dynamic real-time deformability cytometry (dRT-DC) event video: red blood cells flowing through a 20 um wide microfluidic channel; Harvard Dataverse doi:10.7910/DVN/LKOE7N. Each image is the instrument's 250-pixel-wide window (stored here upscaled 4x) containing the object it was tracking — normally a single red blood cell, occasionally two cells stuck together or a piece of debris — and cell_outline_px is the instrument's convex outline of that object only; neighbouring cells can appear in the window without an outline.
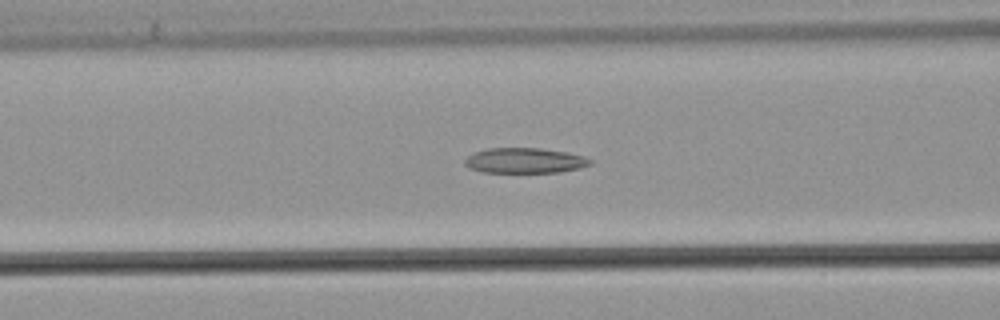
{"species": "common noctule bat (a hibernating species)", "species_latin": "Nyctalus noctula", "temperature_condition": "warm", "stored_images_in_passage": 56, "camera_frame_rate_fps": 3000, "um_per_image_px": 0.085, "animal": {"sex": "male", "body_mass_g": 21.5, "forearm_length_mm": 52.0}, "frame": {"image": 1, "passage_image": 24, "time_ms": 7.667, "image_size_px": [1000, 320], "cell_outline_px": [[584, 164], [572, 168], [552, 172], [488, 172], [476, 168], [468, 164], [480, 152], [500, 148], [532, 148], [560, 152], [576, 156], [584, 160]], "centroid_in_image_um": [44.57, 13.66], "position_along_channel_um": 122.0, "area_um2": 15.95}}
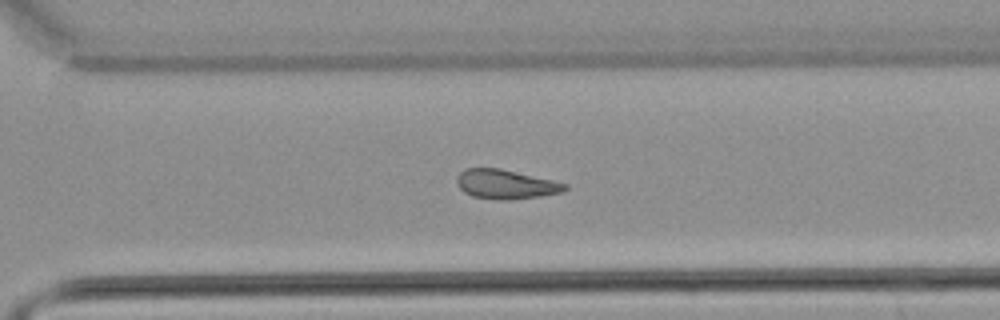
{"frame": {"image": 2, "passage_image": 40, "time_ms": 13.0, "image_size_px": [1000, 320], "cell_outline_px": [[564, 188], [556, 192], [532, 196], [476, 196], [468, 192], [460, 184], [460, 176], [468, 168], [496, 168], [564, 184]], "centroid_in_image_um": [42.94, 15.59], "position_along_channel_um": 327.7, "area_um2": 15.61}}
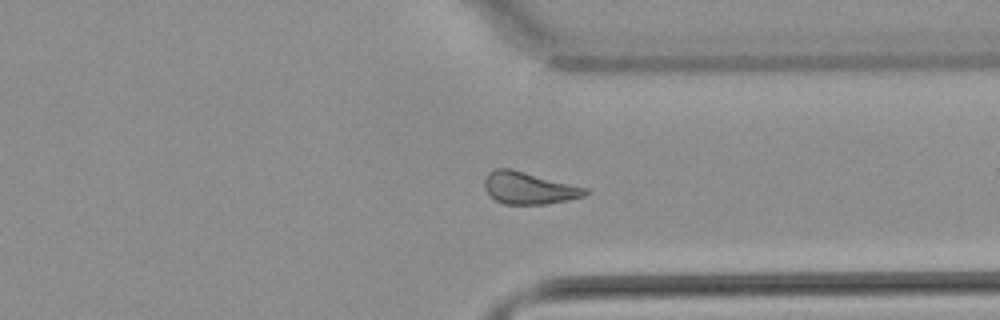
{"frame": {"image": 3, "passage_image": 43, "time_ms": 14.0, "image_size_px": [1000, 320], "cell_outline_px": [[588, 192], [580, 196], [540, 204], [508, 204], [496, 200], [488, 192], [488, 176], [492, 172], [504, 168], [520, 172], [576, 188]], "centroid_in_image_um": [44.82, 16.03], "position_along_channel_um": 366.6, "area_um2": 16.3}}